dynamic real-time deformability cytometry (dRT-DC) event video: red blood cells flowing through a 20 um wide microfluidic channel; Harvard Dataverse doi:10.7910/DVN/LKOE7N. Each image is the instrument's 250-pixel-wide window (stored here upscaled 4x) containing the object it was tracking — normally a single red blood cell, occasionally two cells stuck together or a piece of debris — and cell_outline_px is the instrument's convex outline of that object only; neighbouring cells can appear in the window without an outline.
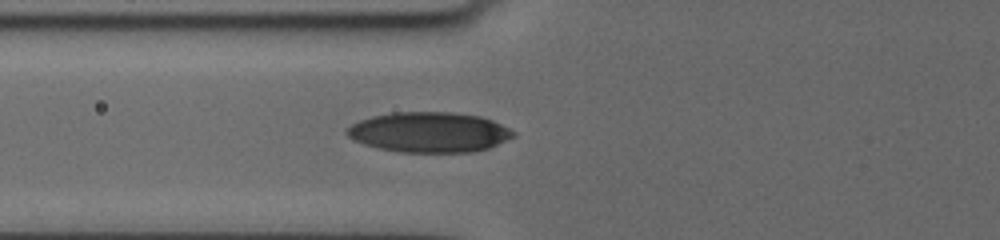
{"species": "human", "species_latin": "Homo sapiens", "temperature_condition": "cold", "stored_images_in_passage": 6, "camera_frame_rate_fps": 3000, "um_per_image_px": 0.085, "donor": {"sex": "female"}, "frame": {"image": 1, "passage_image": 6, "time_ms": 4.0, "image_size_px": [1000, 240], "cell_outline_px": [[516, 136], [488, 148], [476, 152], [400, 152], [380, 148], [364, 144], [348, 136], [344, 132], [352, 124], [360, 120], [372, 116], [392, 112], [448, 112], [480, 116], [492, 120], [516, 132]], "centroid_in_image_um": [36.5, 11.24], "position_along_channel_um": 89.3, "area_um2": 38.9}}